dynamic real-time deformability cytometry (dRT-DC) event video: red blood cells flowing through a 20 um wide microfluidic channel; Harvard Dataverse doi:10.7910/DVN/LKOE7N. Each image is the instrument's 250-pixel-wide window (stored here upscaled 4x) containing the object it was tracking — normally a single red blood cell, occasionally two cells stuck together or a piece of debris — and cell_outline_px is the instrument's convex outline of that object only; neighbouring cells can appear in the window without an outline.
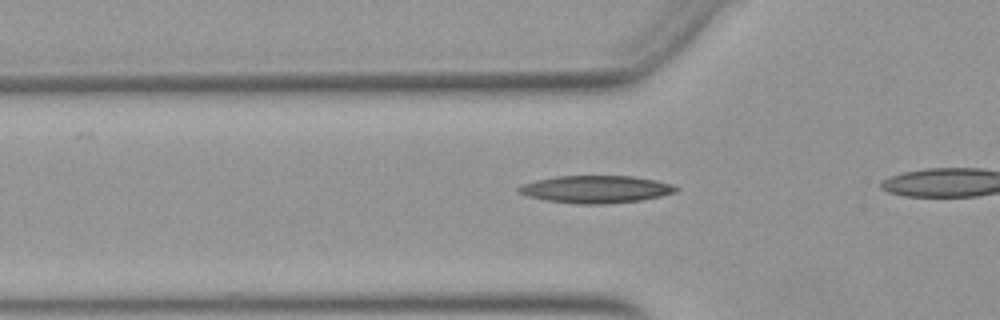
{"species": "Egyptian fruit bat (a non-hibernating species)", "species_latin": "Rousettus aegyptiacus", "temperature_condition": "warm", "stored_images_in_passage": 16, "camera_frame_rate_fps": 3000, "um_per_image_px": 0.085, "animal": {"sex": "female"}, "frame": {"image": 1, "passage_image": 7, "time_ms": 2.0, "image_size_px": [1000, 320], "cell_outline_px": [[680, 188], [676, 192], [660, 196], [640, 200], [604, 204], [576, 204], [544, 200], [528, 196], [516, 192], [516, 188], [524, 184], [536, 180], [556, 176], [632, 176], [656, 180], [672, 184]], "centroid_in_image_um": [50.64, 16.09], "position_along_channel_um": 75.2, "area_um2": 25.2}}
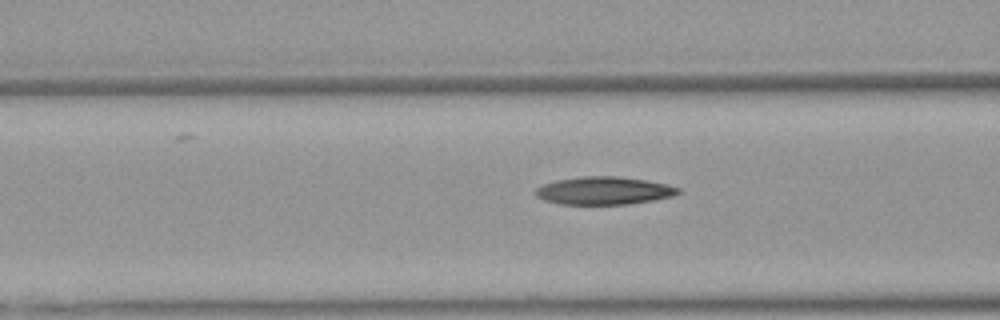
{"frame": {"image": 2, "passage_image": 10, "time_ms": 3.0, "image_size_px": [1000, 320], "cell_outline_px": [[680, 192], [672, 196], [652, 200], [628, 204], [560, 204], [544, 200], [536, 196], [532, 192], [536, 188], [544, 184], [556, 180], [580, 176], [616, 176], [644, 180], [668, 184], [680, 188]], "centroid_in_image_um": [51.29, 16.2], "position_along_channel_um": 115.3, "area_um2": 23.12}}
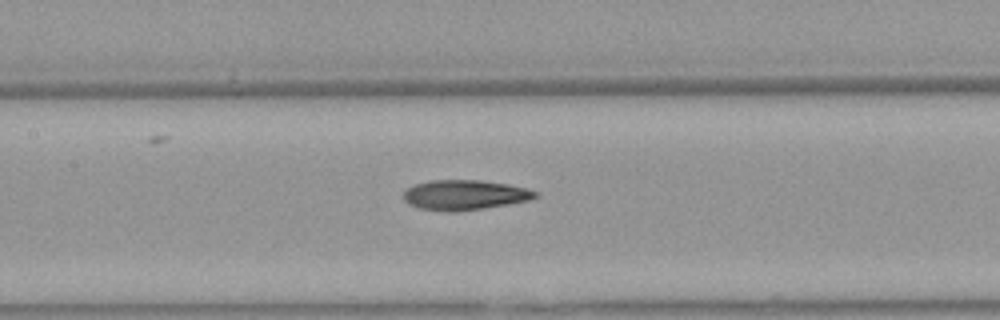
{"frame": {"image": 3, "passage_image": 14, "time_ms": 4.333, "image_size_px": [1000, 320], "cell_outline_px": [[540, 196], [532, 200], [484, 208], [456, 212], [444, 212], [416, 208], [408, 204], [404, 200], [404, 192], [408, 188], [416, 184], [428, 180], [480, 180], [508, 184], [540, 192]], "centroid_in_image_um": [39.51, 16.58], "position_along_channel_um": 167.9, "area_um2": 23.35}}